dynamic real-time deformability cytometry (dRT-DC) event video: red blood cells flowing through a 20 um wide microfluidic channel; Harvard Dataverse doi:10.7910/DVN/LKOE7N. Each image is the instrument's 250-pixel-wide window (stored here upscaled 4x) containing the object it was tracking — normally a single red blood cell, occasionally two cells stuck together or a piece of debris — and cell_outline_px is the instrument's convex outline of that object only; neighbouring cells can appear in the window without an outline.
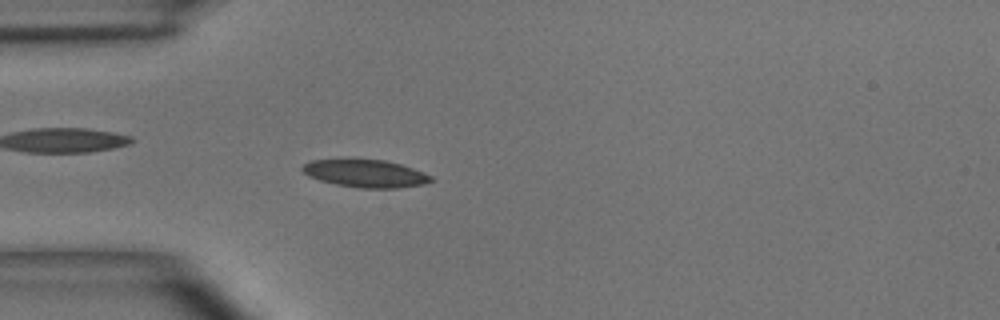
{"species": "common noctule bat (a hibernating species)", "species_latin": "Nyctalus noctula", "temperature_condition": "room temperature", "stored_images_in_passage": 1, "camera_frame_rate_fps": 3000, "um_per_image_px": 0.085, "animal": {"sex": "male", "body_mass_g": 15.6}, "frame": {"image": 1, "passage_image": 1, "time_ms": 0.0, "image_size_px": [1000, 320], "cell_outline_px": [[432, 180], [424, 184], [396, 188], [360, 188], [336, 184], [320, 180], [308, 176], [300, 168], [304, 164], [312, 160], [384, 160], [400, 164], [412, 168], [432, 176]], "centroid_in_image_um": [31.06, 14.75], "position_along_channel_um": 53.9, "area_um2": 20.35}}